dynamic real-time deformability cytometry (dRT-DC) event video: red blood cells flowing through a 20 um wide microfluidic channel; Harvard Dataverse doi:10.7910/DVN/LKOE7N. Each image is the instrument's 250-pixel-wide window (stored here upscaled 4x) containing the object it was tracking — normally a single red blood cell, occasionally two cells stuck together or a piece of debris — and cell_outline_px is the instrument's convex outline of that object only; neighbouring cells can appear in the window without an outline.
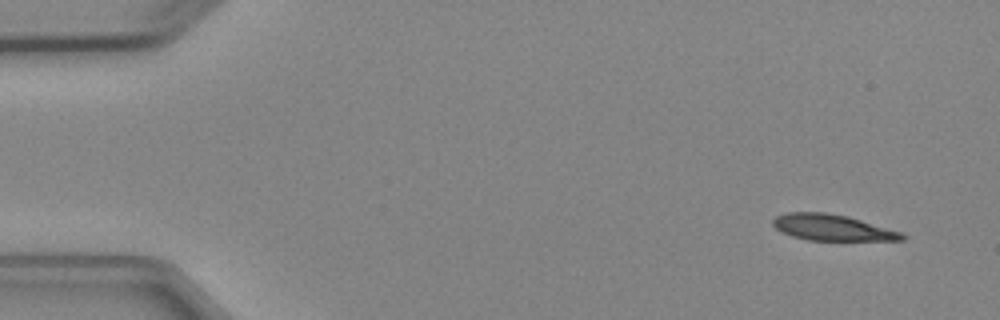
{"species": "Egyptian fruit bat (a non-hibernating species)", "species_latin": "Rousettus aegyptiacus", "temperature_condition": "cold", "stored_images_in_passage": 4, "camera_frame_rate_fps": 3000, "um_per_image_px": 0.085, "animal": {"sex": "female"}, "frame": {"image": 1, "passage_image": 1, "time_ms": 0.0, "image_size_px": [1000, 320], "cell_outline_px": [[908, 236], [904, 240], [808, 240], [792, 236], [776, 228], [772, 224], [772, 220], [776, 216], [788, 212], [824, 212], [848, 216], [904, 232]], "centroid_in_image_um": [70.8, 19.34], "position_along_channel_um": 14.2, "area_um2": 19.71}}